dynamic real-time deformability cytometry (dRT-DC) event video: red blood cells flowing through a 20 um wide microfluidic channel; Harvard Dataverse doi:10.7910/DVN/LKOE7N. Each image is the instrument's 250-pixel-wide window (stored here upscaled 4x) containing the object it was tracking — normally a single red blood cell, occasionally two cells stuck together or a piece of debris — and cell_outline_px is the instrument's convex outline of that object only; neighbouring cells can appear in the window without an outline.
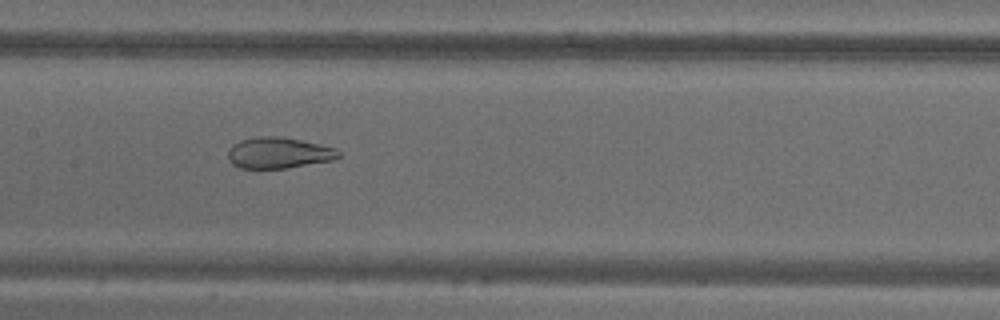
{"species": "common noctule bat (a hibernating species)", "species_latin": "Nyctalus noctula", "temperature_condition": "warm", "stored_images_in_passage": 55, "camera_frame_rate_fps": 3000, "um_per_image_px": 0.085, "animal": {"sex": "male", "body_mass_g": 18.8}, "frame": {"image": 1, "passage_image": 27, "time_ms": 8.667, "image_size_px": [1000, 320], "cell_outline_px": [[340, 156], [332, 160], [284, 168], [240, 168], [232, 164], [228, 160], [228, 148], [232, 144], [240, 140], [256, 136], [284, 136], [336, 148], [340, 152]], "centroid_in_image_um": [23.64, 12.97], "position_along_channel_um": 183.8, "area_um2": 20.11}}
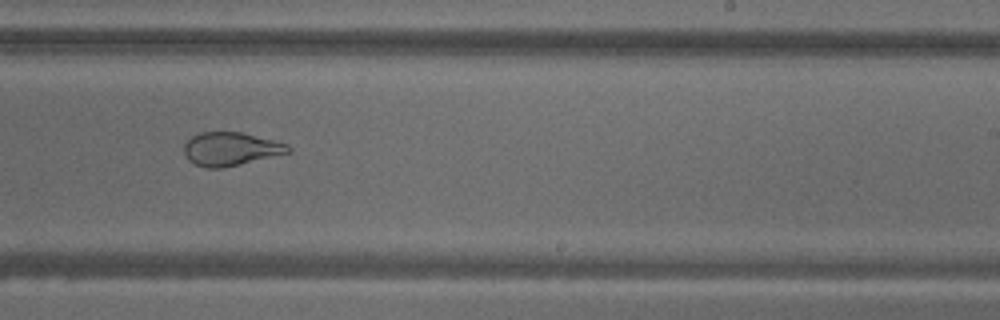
{"frame": {"image": 2, "passage_image": 34, "time_ms": 11.0, "image_size_px": [1000, 320], "cell_outline_px": [[292, 152], [224, 168], [208, 168], [196, 164], [188, 160], [184, 156], [184, 144], [192, 136], [200, 132], [240, 132], [288, 144], [292, 148]], "centroid_in_image_um": [19.61, 12.67], "position_along_channel_um": 269.4, "area_um2": 20.29}}
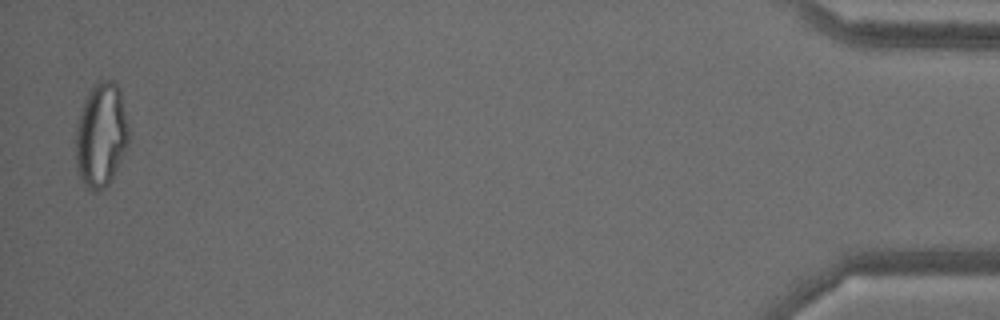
{"frame": {"image": 3, "passage_image": 54, "time_ms": 17.667, "image_size_px": [1000, 320], "cell_outline_px": [[128, 144], [112, 180], [100, 192], [92, 192], [80, 180], [76, 164], [76, 132], [80, 112], [88, 92], [100, 80], [112, 80], [120, 88], [128, 124]], "centroid_in_image_um": [8.6, 11.51], "position_along_channel_um": 426.6, "area_um2": 32.25}, "authors_computed_cell_mechanics": {"area_um2": 27.8596, "velocity_mm_per_s": 3.6914, "shape_relaxation_time_tau1_ms": null, "shape_relaxation_time_tau2_ms": 1.2945, "deformation_change_tau1": null, "deformation_change_tau2": 0.0887}}